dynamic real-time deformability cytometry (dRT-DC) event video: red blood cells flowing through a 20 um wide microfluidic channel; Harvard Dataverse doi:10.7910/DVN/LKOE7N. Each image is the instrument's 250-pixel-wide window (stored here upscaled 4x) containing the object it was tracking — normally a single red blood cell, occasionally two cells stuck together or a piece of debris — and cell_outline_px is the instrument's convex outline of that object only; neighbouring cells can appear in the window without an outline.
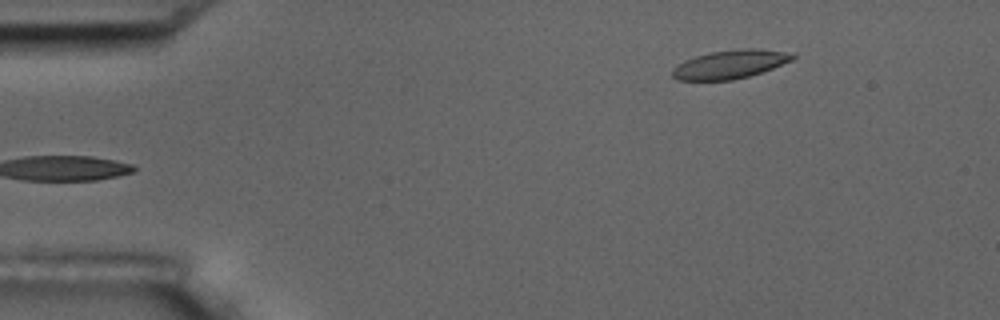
{"species": "common noctule bat (a hibernating species)", "species_latin": "Nyctalus noctula", "temperature_condition": "room temperature", "stored_images_in_passage": 4, "segment_of_instrument_passage": [2, 2], "camera_frame_rate_fps": 3000, "um_per_image_px": 0.085, "animal": {"sex": "male", "body_mass_g": 17.5, "forearm_length_mm": 52.3}, "frame": {"image": 1, "passage_image": 4, "time_ms": 4.333, "image_size_px": [1000, 320], "cell_outline_px": [[796, 56], [792, 60], [772, 68], [748, 76], [732, 80], [676, 80], [672, 76], [672, 68], [684, 60], [696, 56], [712, 52], [740, 48], [756, 48], [796, 52]], "centroid_in_image_um": [62.08, 5.45], "position_along_channel_um": 22.9, "area_um2": 20.11}}